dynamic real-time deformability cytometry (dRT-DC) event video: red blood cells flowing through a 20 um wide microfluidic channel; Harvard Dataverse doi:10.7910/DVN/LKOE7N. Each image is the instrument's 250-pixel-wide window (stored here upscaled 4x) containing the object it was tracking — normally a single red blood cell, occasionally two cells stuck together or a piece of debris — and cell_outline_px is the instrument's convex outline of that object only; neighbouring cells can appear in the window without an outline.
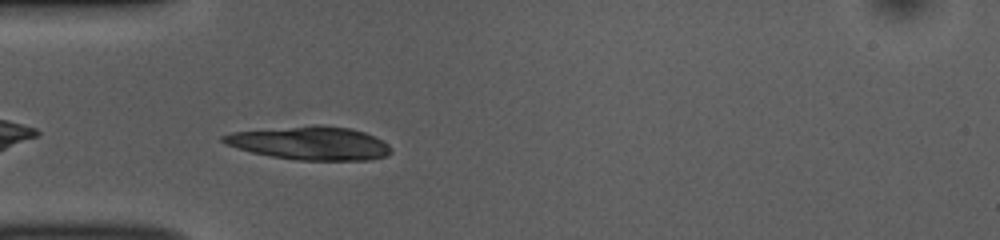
{"species": "common noctule bat (a hibernating species)", "species_latin": "Nyctalus noctula", "temperature_condition": "room temperature", "stored_images_in_passage": 39, "camera_frame_rate_fps": 3000, "um_per_image_px": 0.085, "animal": {"sex": "female", "body_mass_g": 10.0, "forearm_length_mm": 53.1}, "frame": {"image": 1, "passage_image": 3, "time_ms": 0.667, "image_size_px": [1000, 240], "cell_outline_px": [[392, 152], [388, 156], [368, 160], [296, 160], [272, 156], [252, 152], [228, 144], [220, 140], [220, 136], [232, 132], [316, 124], [320, 124], [352, 128], [364, 132], [388, 144], [392, 148]], "centroid_in_image_um": [26.39, 12.16], "position_along_channel_um": 58.6, "area_um2": 32.6}}
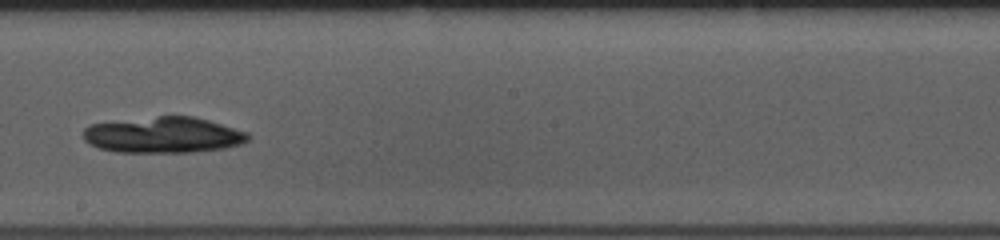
{"frame": {"image": 2, "passage_image": 17, "time_ms": 5.333, "image_size_px": [1000, 240], "cell_outline_px": [[252, 136], [248, 140], [240, 144], [224, 148], [192, 152], [116, 152], [100, 148], [84, 140], [84, 128], [88, 124], [160, 116], [196, 116], [248, 132]], "centroid_in_image_um": [13.92, 11.47], "position_along_channel_um": 234.3, "area_um2": 34.51}}
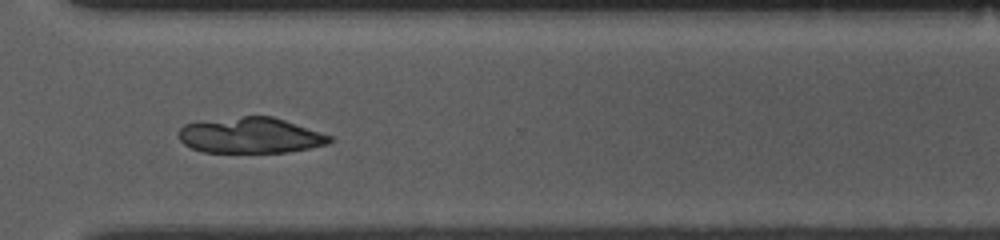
{"frame": {"image": 3, "passage_image": 26, "time_ms": 8.333, "image_size_px": [1000, 240], "cell_outline_px": [[336, 140], [328, 144], [312, 148], [288, 152], [204, 152], [192, 148], [184, 144], [180, 140], [180, 128], [184, 124], [244, 116], [272, 116], [332, 136]], "centroid_in_image_um": [21.35, 11.52], "position_along_channel_um": 349.2, "area_um2": 31.15}}